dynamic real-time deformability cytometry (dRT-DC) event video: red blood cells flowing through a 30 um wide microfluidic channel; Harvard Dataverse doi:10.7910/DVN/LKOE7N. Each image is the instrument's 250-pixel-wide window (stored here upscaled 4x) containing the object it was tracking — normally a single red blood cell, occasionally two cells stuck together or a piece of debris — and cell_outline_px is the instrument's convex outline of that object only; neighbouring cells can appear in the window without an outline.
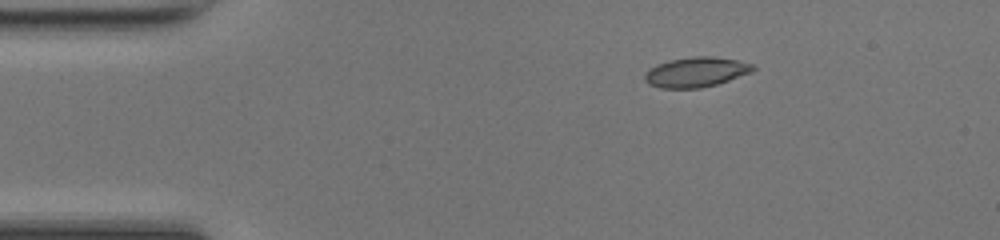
{"species": "common noctule bat (a hibernating species)", "species_latin": "Nyctalus noctula", "temperature_condition": "room temperature", "stored_images_in_passage": 41, "camera_frame_rate_fps": 3000, "um_per_image_px": 0.085, "animal": {"sex": "female", "body_mass_g": 17.0, "forearm_length_mm": 48.0}, "frame": {"image": 1, "passage_image": 1, "time_ms": 0.0, "image_size_px": [1000, 240], "cell_outline_px": [[756, 68], [752, 72], [716, 84], [700, 88], [660, 88], [648, 84], [644, 80], [644, 76], [656, 64], [672, 60], [692, 56], [712, 56], [736, 60], [752, 64]], "centroid_in_image_um": [59.16, 6.13], "position_along_channel_um": 25.8, "area_um2": 18.67}}
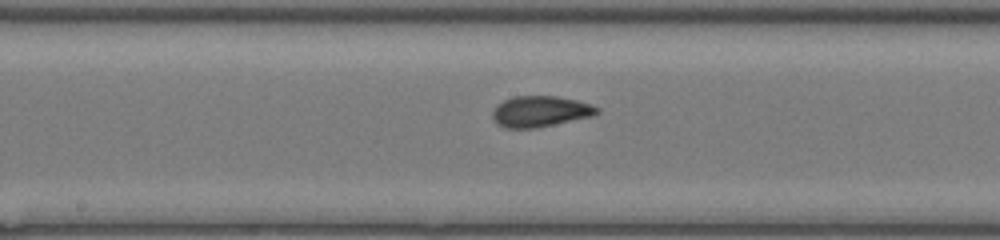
{"frame": {"image": 2, "passage_image": 18, "time_ms": 5.667, "image_size_px": [1000, 240], "cell_outline_px": [[600, 112], [592, 116], [536, 128], [504, 128], [496, 124], [492, 120], [492, 112], [496, 104], [512, 96], [556, 96], [576, 100], [592, 104], [600, 108]], "centroid_in_image_um": [45.89, 9.47], "position_along_channel_um": 202.3, "area_um2": 19.07}}
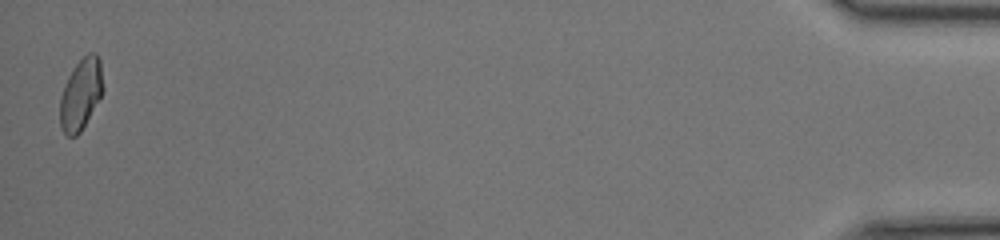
{"frame": {"image": 3, "passage_image": 41, "time_ms": 13.333, "image_size_px": [1000, 240], "cell_outline_px": [[104, 88], [100, 96], [80, 132], [76, 136], [68, 136], [64, 132], [60, 124], [60, 96], [64, 84], [72, 68], [88, 52], [96, 52], [100, 60]], "centroid_in_image_um": [6.86, 7.96], "position_along_channel_um": 428.3, "area_um2": 17.74}, "authors_computed_cell_mechanics": {"area_um2": 18.3804, "velocity_mm_per_s": 4.2764, "shape_relaxation_time_tau1_ms": 5.336, "shape_relaxation_time_tau2_ms": 1.0489, "deformation_change_tau1": 0.1358, "deformation_change_tau2": 0.0556}}